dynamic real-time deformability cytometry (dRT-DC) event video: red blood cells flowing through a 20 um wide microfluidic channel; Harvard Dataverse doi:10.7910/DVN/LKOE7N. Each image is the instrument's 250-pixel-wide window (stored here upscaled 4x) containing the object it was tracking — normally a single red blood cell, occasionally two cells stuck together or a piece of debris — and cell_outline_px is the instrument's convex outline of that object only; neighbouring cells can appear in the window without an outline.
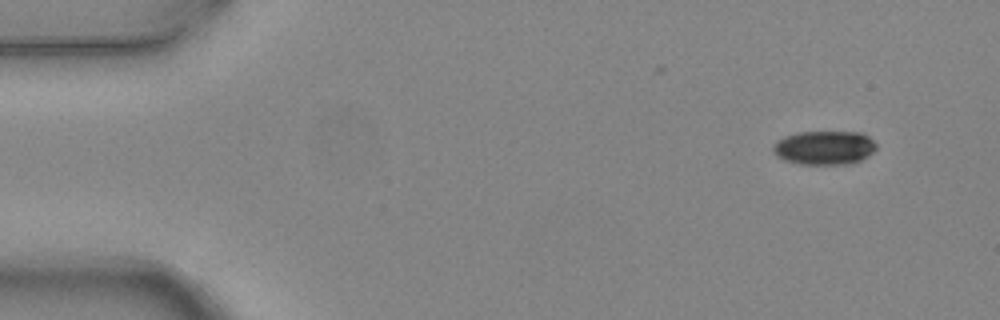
{"species": "common noctule bat (a hibernating species)", "species_latin": "Nyctalus noctula", "temperature_condition": "warm", "stored_images_in_passage": 4, "camera_frame_rate_fps": 3000, "um_per_image_px": 0.085, "animal": {"sex": "female", "body_mass_g": 24.6, "forearm_length_mm": 56.2}, "frame": {"image": 1, "passage_image": 1, "time_ms": 0.0, "image_size_px": [1000, 320], "cell_outline_px": [[876, 148], [868, 156], [860, 160], [848, 164], [800, 164], [784, 160], [776, 156], [772, 152], [772, 144], [776, 140], [784, 136], [796, 132], [864, 132], [876, 144]], "centroid_in_image_um": [70.02, 12.55], "position_along_channel_um": 15.0, "area_um2": 20.63}}
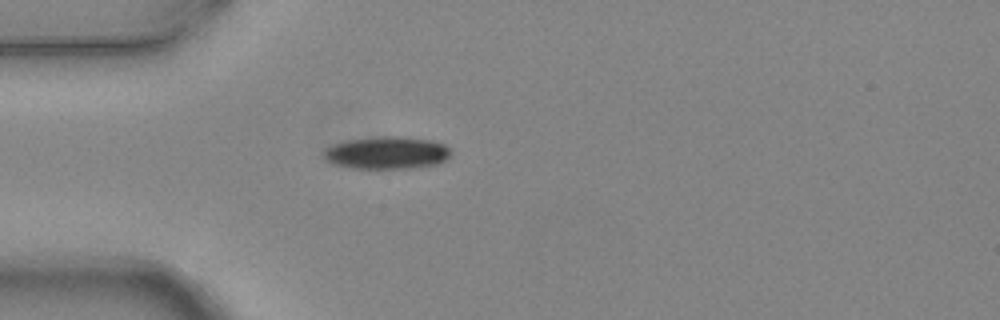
{"frame": {"image": 2, "passage_image": 4, "time_ms": 1.0, "image_size_px": [1000, 320], "cell_outline_px": [[452, 156], [440, 164], [412, 168], [352, 168], [332, 164], [324, 156], [324, 152], [332, 144], [344, 140], [380, 136], [396, 136], [432, 140], [444, 144], [452, 148]], "centroid_in_image_um": [32.95, 12.98], "position_along_channel_um": 52.1, "area_um2": 24.39}}